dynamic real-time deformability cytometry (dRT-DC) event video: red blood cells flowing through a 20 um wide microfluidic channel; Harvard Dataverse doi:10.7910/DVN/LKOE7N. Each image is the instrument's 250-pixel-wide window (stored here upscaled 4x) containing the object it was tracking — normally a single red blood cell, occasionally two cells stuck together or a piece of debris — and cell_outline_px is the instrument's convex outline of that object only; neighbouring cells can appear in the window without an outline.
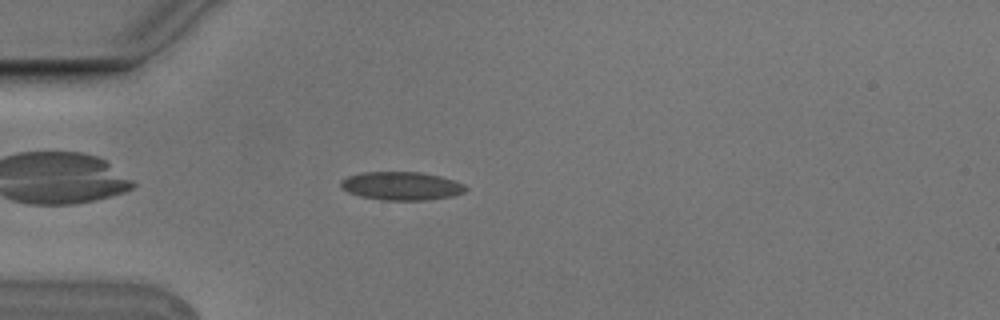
{"species": "Egyptian fruit bat (a non-hibernating species)", "species_latin": "Rousettus aegyptiacus", "temperature_condition": "cold", "stored_images_in_passage": 5, "camera_frame_rate_fps": 3000, "um_per_image_px": 0.085, "animal": {"sex": "male"}, "frame": {"image": 1, "passage_image": 5, "time_ms": 1.333, "image_size_px": [1000, 320], "cell_outline_px": [[468, 188], [464, 192], [452, 196], [428, 200], [380, 200], [360, 196], [348, 192], [340, 188], [340, 180], [348, 176], [364, 172], [420, 172], [440, 176], [456, 180], [464, 184]], "centroid_in_image_um": [34.12, 15.8], "position_along_channel_um": 50.9, "area_um2": 20.81}}